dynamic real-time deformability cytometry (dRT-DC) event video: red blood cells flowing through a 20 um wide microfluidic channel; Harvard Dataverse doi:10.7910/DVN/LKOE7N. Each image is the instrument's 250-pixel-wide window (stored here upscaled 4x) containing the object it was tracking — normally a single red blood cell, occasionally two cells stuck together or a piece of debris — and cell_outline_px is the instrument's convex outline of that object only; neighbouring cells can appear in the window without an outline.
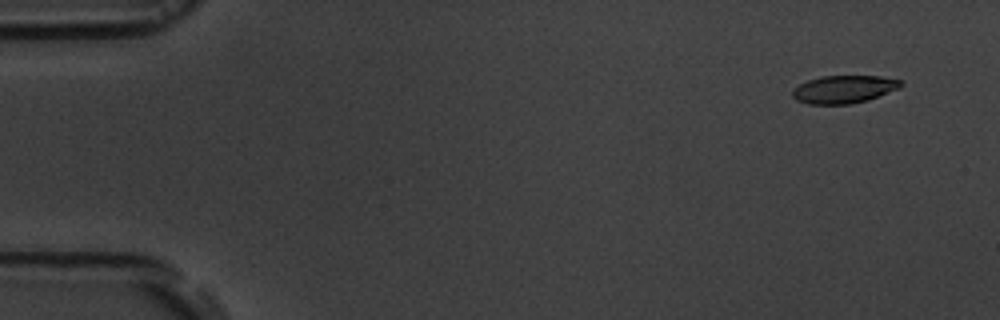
{"species": "common noctule bat (a hibernating species)", "species_latin": "Nyctalus noctula", "temperature_condition": "room temperature", "stored_images_in_passage": 4, "camera_frame_rate_fps": 3000, "um_per_image_px": 0.085, "animal": {"sex": "male", "body_mass_g": 19.5, "forearm_length_mm": 54.6}, "frame": {"image": 1, "passage_image": 1, "time_ms": 0.0, "image_size_px": [1000, 320], "cell_outline_px": [[904, 84], [900, 88], [868, 100], [852, 104], [808, 104], [796, 100], [792, 96], [792, 88], [808, 80], [820, 76], [880, 76], [904, 80]], "centroid_in_image_um": [71.75, 7.59], "position_along_channel_um": 13.3, "area_um2": 17.8}}